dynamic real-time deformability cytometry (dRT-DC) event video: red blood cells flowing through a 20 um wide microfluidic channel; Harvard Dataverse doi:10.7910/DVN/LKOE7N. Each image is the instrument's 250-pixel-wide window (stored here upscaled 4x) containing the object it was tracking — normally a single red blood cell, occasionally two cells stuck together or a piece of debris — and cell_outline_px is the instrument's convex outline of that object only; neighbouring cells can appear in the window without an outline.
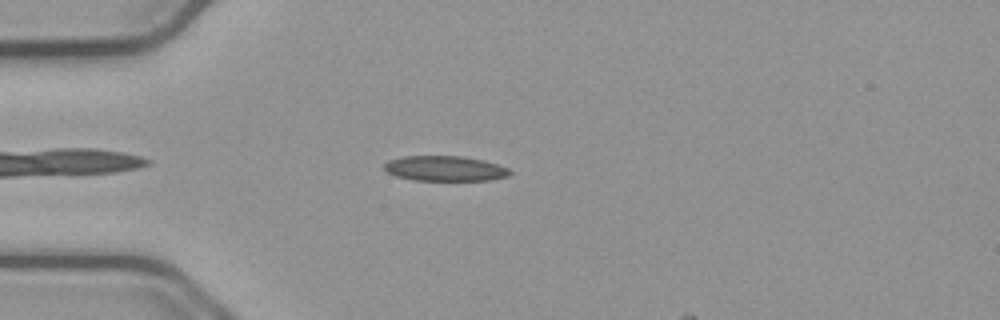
{"species": "common noctule bat (a hibernating species)", "species_latin": "Nyctalus noctula", "temperature_condition": "cold", "stored_images_in_passage": 9, "camera_frame_rate_fps": 3000, "um_per_image_px": 0.085, "animal": {"sex": "male", "body_mass_g": 23.1, "forearm_length_mm": 52.7}, "frame": {"image": 1, "passage_image": 6, "time_ms": 1.667, "image_size_px": [1000, 320], "cell_outline_px": [[512, 172], [508, 176], [488, 180], [412, 180], [396, 176], [388, 172], [384, 168], [384, 164], [388, 160], [404, 156], [464, 156], [484, 160], [500, 164], [508, 168]], "centroid_in_image_um": [37.84, 14.31], "position_along_channel_um": 47.2, "area_um2": 18.5}}